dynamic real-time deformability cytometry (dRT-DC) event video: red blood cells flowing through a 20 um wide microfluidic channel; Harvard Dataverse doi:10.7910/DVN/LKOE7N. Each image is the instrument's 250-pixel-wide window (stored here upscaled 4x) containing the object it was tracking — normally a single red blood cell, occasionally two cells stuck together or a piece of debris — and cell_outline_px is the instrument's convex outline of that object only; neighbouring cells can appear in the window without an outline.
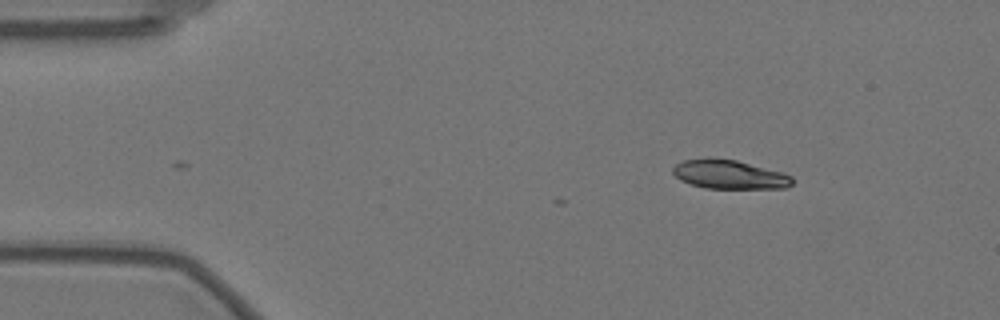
{"species": "Egyptian fruit bat (a non-hibernating species)", "species_latin": "Rousettus aegyptiacus", "temperature_condition": "warm", "stored_images_in_passage": 7, "camera_frame_rate_fps": 3000, "um_per_image_px": 0.085, "animal": {"sex": "female"}, "frame": {"image": 1, "passage_image": 1, "time_ms": 0.0, "image_size_px": [1000, 320], "cell_outline_px": [[792, 184], [788, 188], [704, 188], [680, 180], [672, 172], [672, 168], [676, 164], [684, 160], [736, 160], [784, 172], [792, 176]], "centroid_in_image_um": [62.06, 14.86], "position_along_channel_um": 22.9, "area_um2": 19.65}}